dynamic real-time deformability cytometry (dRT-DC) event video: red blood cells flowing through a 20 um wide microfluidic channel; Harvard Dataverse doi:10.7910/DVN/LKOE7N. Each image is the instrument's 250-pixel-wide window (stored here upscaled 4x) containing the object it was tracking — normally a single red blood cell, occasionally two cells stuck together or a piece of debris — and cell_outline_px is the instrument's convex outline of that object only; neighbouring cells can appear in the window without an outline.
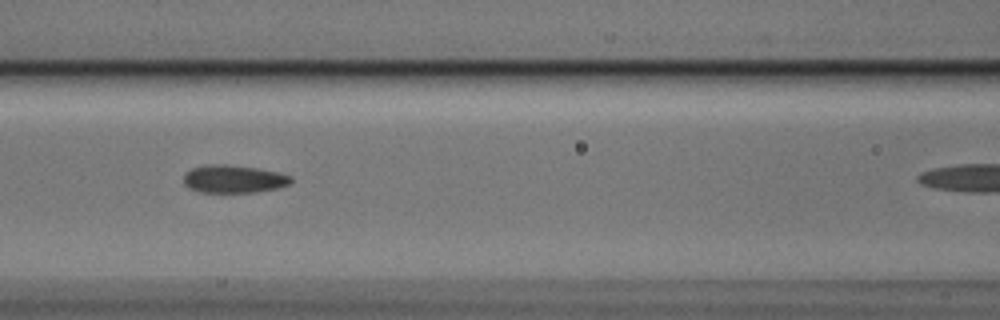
{"species": "Egyptian fruit bat (a non-hibernating species)", "species_latin": "Rousettus aegyptiacus", "temperature_condition": "cold", "stored_images_in_passage": 4, "camera_frame_rate_fps": 3000, "um_per_image_px": 0.085, "animal": {"sex": "male"}, "frame": {"image": 1, "passage_image": 3, "time_ms": 0.667, "image_size_px": [1000, 320], "cell_outline_px": [[292, 184], [280, 188], [256, 192], [200, 192], [188, 188], [184, 184], [184, 172], [192, 168], [208, 164], [224, 164], [256, 168], [276, 172], [292, 176]], "centroid_in_image_um": [19.86, 15.22], "position_along_channel_um": 146.7, "area_um2": 17.57}}